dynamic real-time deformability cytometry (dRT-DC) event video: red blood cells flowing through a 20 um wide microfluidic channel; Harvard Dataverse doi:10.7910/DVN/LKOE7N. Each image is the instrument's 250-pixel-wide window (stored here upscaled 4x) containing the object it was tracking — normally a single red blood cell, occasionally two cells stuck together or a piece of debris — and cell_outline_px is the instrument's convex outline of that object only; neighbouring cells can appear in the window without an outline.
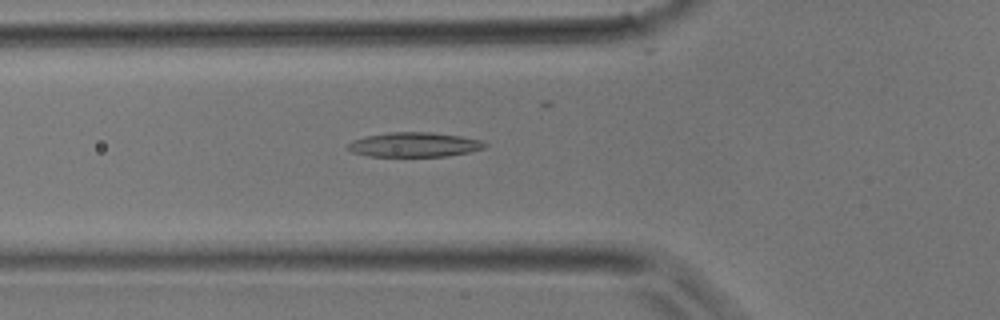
{"species": "common noctule bat (a hibernating species)", "species_latin": "Nyctalus noctula", "temperature_condition": "room temperature", "stored_images_in_passage": 31, "camera_frame_rate_fps": 3000, "um_per_image_px": 0.085, "animal": {"sex": "male", "body_mass_g": 17.9}, "frame": {"image": 1, "passage_image": 9, "time_ms": 2.667, "image_size_px": [1000, 320], "cell_outline_px": [[488, 144], [484, 148], [472, 152], [448, 156], [368, 156], [352, 152], [348, 148], [348, 144], [352, 140], [368, 136], [392, 132], [432, 132], [460, 136], [480, 140]], "centroid_in_image_um": [35.25, 12.3], "position_along_channel_um": 90.5, "area_um2": 19.54}}
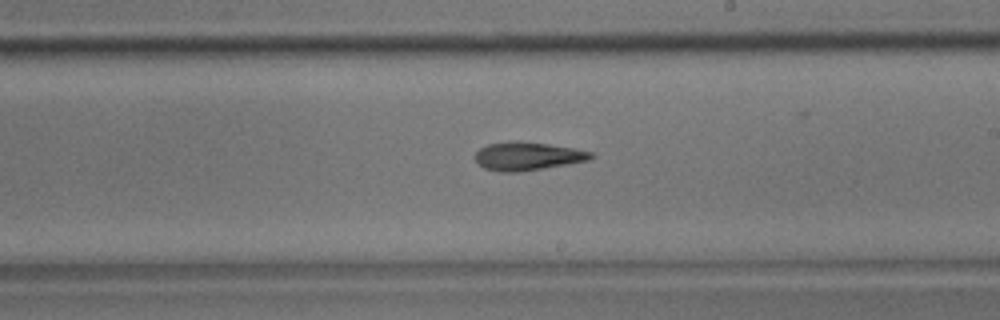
{"frame": {"image": 2, "passage_image": 18, "time_ms": 5.667, "image_size_px": [1000, 320], "cell_outline_px": [[596, 156], [588, 160], [568, 164], [520, 172], [500, 172], [484, 168], [476, 160], [476, 152], [480, 148], [488, 144], [516, 140], [548, 144], [572, 148], [592, 152]], "centroid_in_image_um": [44.85, 13.27], "position_along_channel_um": 244.2, "area_um2": 19.02}}
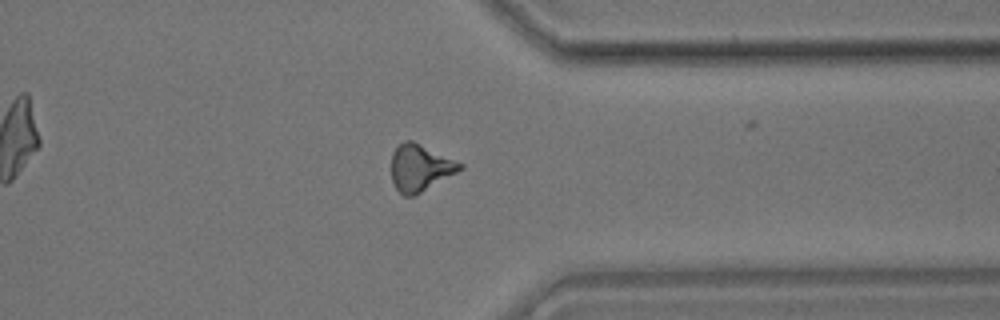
{"frame": {"image": 3, "passage_image": 26, "time_ms": 8.333, "image_size_px": [1000, 320], "cell_outline_px": [[464, 168], [416, 196], [404, 196], [396, 188], [392, 180], [392, 152], [404, 140], [412, 140], [464, 164]], "centroid_in_image_um": [35.72, 14.27], "position_along_channel_um": 375.7, "area_um2": 18.67}}